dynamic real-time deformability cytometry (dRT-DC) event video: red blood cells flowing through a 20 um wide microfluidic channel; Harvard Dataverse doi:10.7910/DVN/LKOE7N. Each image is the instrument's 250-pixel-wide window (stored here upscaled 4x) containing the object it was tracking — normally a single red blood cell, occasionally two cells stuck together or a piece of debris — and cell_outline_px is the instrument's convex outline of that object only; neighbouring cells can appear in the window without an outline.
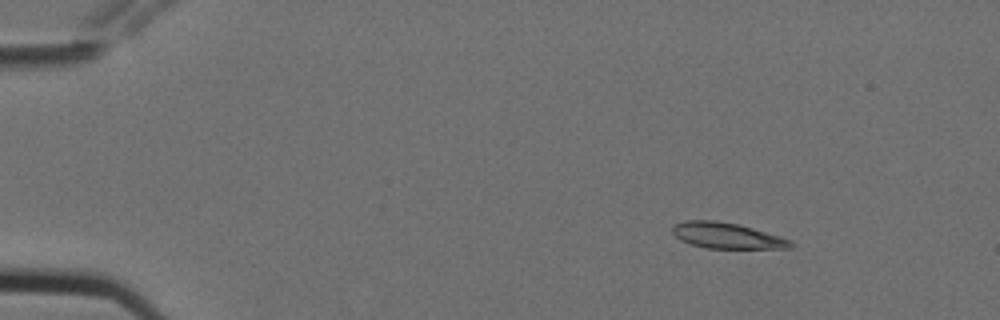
{"species": "Egyptian fruit bat (a non-hibernating species)", "species_latin": "Rousettus aegyptiacus", "temperature_condition": "cold", "stored_images_in_passage": 8, "camera_frame_rate_fps": 3000, "um_per_image_px": 0.085, "animal": {"sex": "female"}, "frame": {"image": 1, "passage_image": 2, "time_ms": 0.333, "image_size_px": [1000, 320], "cell_outline_px": [[792, 248], [708, 248], [692, 244], [680, 240], [672, 232], [672, 224], [684, 220], [716, 220], [736, 224], [752, 228], [792, 240]], "centroid_in_image_um": [61.74, 20.02], "position_along_channel_um": 23.3, "area_um2": 17.63}}
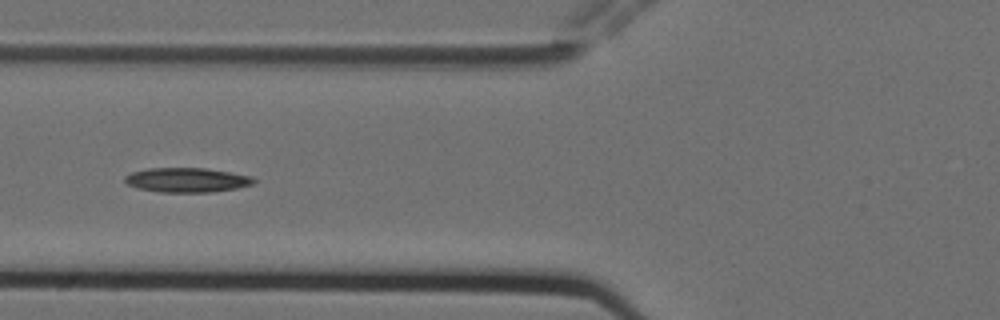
{"frame": {"image": 2, "passage_image": 6, "time_ms": 1.667, "image_size_px": [1000, 320], "cell_outline_px": [[256, 180], [252, 184], [236, 188], [212, 192], [160, 192], [136, 188], [128, 184], [124, 180], [124, 176], [132, 172], [148, 168], [204, 168], [252, 176]], "centroid_in_image_um": [15.86, 15.3], "position_along_channel_um": 109.9, "area_um2": 18.32}}
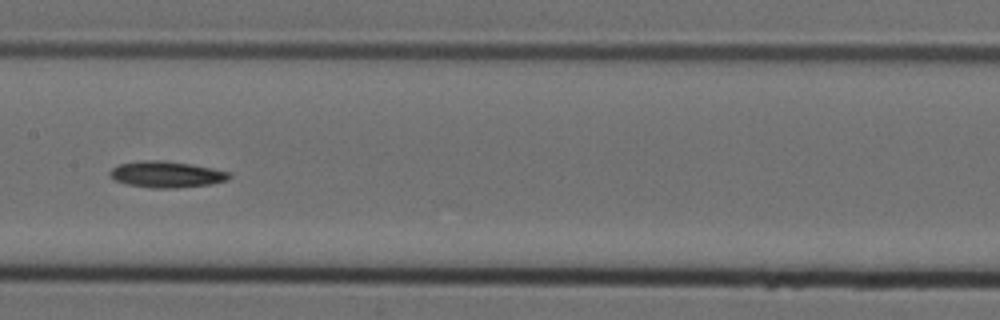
{"frame": {"image": 3, "passage_image": 8, "time_ms": 2.333, "image_size_px": [1000, 320], "cell_outline_px": [[232, 176], [228, 180], [208, 184], [176, 188], [152, 188], [128, 184], [116, 180], [108, 176], [108, 172], [112, 168], [120, 164], [140, 160], [164, 160], [192, 164], [232, 172]], "centroid_in_image_um": [14.16, 14.81], "position_along_channel_um": 193.2, "area_um2": 18.38}}